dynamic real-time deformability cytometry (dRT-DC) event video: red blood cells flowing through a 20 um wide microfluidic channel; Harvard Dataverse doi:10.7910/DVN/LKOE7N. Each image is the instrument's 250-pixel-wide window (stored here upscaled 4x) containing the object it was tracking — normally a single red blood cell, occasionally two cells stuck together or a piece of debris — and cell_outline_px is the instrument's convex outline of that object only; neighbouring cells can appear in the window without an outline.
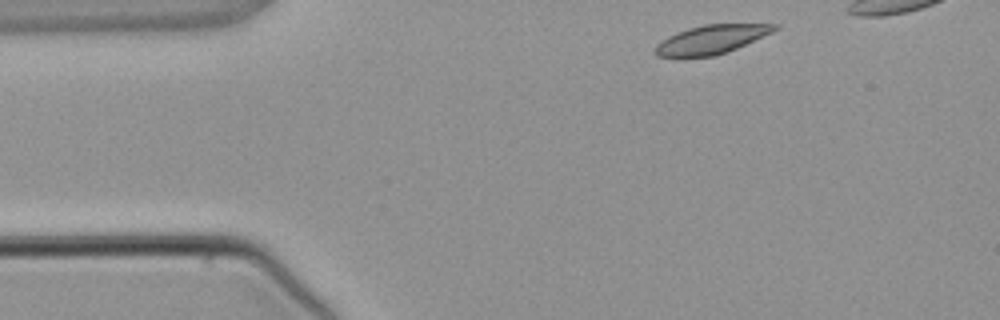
{"species": "common noctule bat (a hibernating species)", "species_latin": "Nyctalus noctula", "temperature_condition": "warm", "stored_images_in_passage": 4, "camera_frame_rate_fps": 3000, "um_per_image_px": 0.085, "animal": {"sex": "male", "body_mass_g": 21.5, "forearm_length_mm": 52.0}, "frame": {"image": 1, "passage_image": 1, "time_ms": 0.0, "image_size_px": [1000, 320], "cell_outline_px": [[780, 28], [772, 32], [736, 48], [716, 56], [656, 56], [656, 44], [668, 36], [676, 32], [688, 28], [704, 24], [780, 24]], "centroid_in_image_um": [60.49, 3.33], "position_along_channel_um": 24.5, "area_um2": 19.71}}
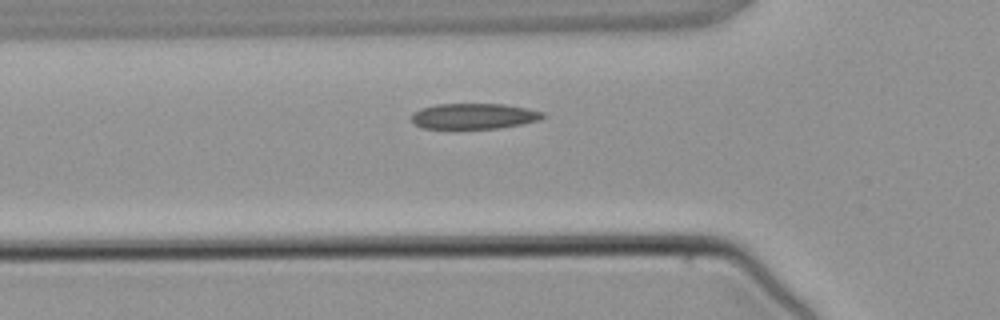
{"frame": {"image": 2, "passage_image": 4, "time_ms": 4.333, "image_size_px": [1000, 320], "cell_outline_px": [[548, 116], [540, 120], [500, 128], [424, 128], [412, 124], [412, 112], [420, 108], [436, 104], [504, 104], [528, 108], [544, 112]], "centroid_in_image_um": [40.29, 9.86], "position_along_channel_um": 85.5, "area_um2": 19.77}}